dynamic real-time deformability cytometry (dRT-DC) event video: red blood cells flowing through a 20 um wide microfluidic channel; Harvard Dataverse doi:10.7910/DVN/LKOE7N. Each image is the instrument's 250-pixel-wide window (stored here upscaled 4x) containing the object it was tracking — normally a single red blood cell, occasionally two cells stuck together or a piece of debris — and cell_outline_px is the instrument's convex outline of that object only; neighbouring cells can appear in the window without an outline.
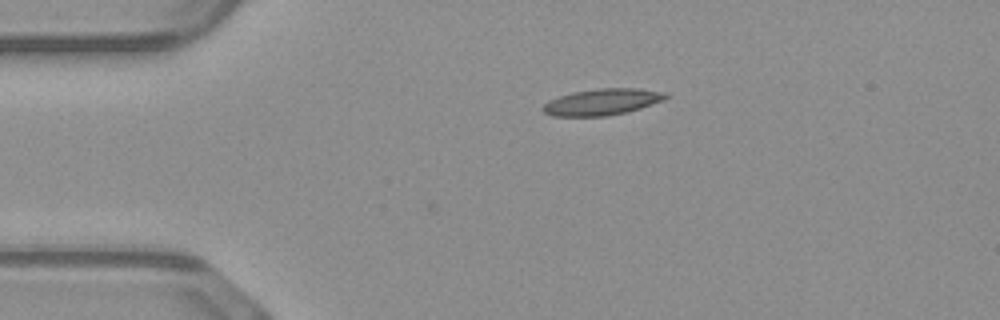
{"species": "common noctule bat (a hibernating species)", "species_latin": "Nyctalus noctula", "temperature_condition": "warm", "stored_images_in_passage": 2, "camera_frame_rate_fps": 3000, "um_per_image_px": 0.085, "animal": {"sex": "male", "body_mass_g": 23.1, "forearm_length_mm": 52.7}, "frame": {"image": 1, "passage_image": 2, "time_ms": 0.333, "image_size_px": [1000, 320], "cell_outline_px": [[668, 96], [660, 100], [640, 108], [608, 116], [552, 116], [544, 112], [540, 108], [548, 100], [572, 92], [596, 88], [636, 88], [668, 92]], "centroid_in_image_um": [51.13, 8.65], "position_along_channel_um": 33.9, "area_um2": 18.79}}